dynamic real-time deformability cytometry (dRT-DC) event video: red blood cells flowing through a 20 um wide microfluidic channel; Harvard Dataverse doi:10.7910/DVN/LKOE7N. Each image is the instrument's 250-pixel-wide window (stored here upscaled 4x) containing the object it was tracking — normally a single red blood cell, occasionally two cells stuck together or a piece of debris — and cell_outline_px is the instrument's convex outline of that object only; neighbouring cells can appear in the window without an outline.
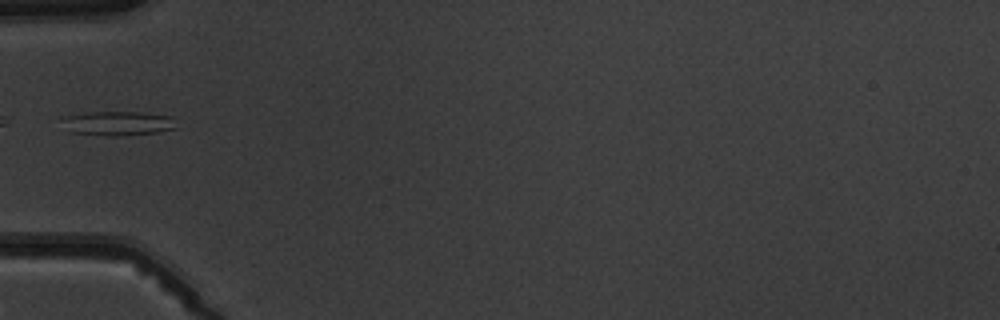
{"species": "common noctule bat (a hibernating species)", "species_latin": "Nyctalus noctula", "temperature_condition": "warm", "stored_images_in_passage": 7, "camera_frame_rate_fps": 3000, "um_per_image_px": 0.085, "animal": {"sex": "male", "body_mass_g": 19.5, "forearm_length_mm": 54.6}, "frame": {"image": 1, "passage_image": 6, "time_ms": 5.667, "image_size_px": [1000, 320], "cell_outline_px": [[176, 128], [156, 132], [120, 136], [104, 136], [68, 132], [64, 116], [88, 112], [144, 112], [172, 116]], "centroid_in_image_um": [10.04, 10.48], "position_along_channel_um": 75.0, "area_um2": 16.13}}
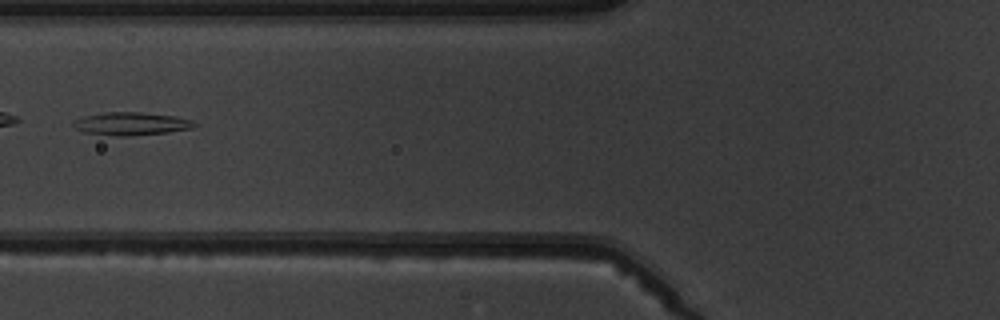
{"frame": {"image": 2, "passage_image": 7, "time_ms": 6.667, "image_size_px": [1000, 320], "cell_outline_px": [[196, 124], [192, 128], [168, 132], [128, 136], [116, 136], [84, 132], [76, 128], [72, 124], [72, 120], [84, 116], [104, 112], [140, 112], [176, 116], [192, 120]], "centroid_in_image_um": [11.13, 10.51], "position_along_channel_um": 114.7, "area_um2": 16.18}}